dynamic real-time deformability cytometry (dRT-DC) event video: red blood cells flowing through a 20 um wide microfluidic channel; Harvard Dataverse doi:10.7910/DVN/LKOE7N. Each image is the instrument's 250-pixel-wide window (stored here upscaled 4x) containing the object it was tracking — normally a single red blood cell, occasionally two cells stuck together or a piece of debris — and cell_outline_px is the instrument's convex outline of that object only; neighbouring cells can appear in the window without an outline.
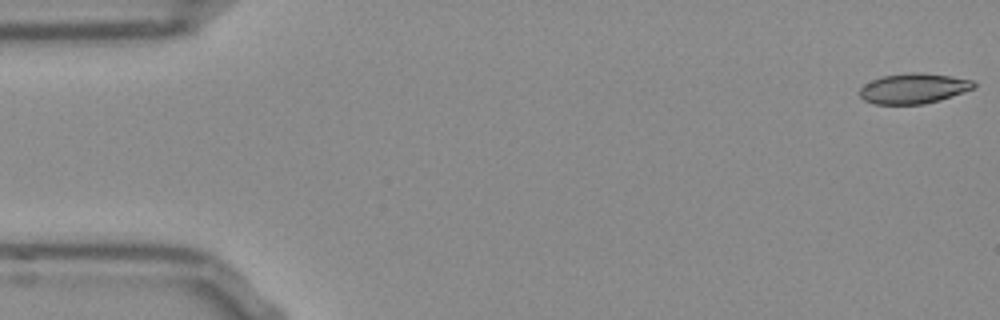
{"species": "Egyptian fruit bat (a non-hibernating species)", "species_latin": "Rousettus aegyptiacus", "temperature_condition": "room temperature", "stored_images_in_passage": 52, "camera_frame_rate_fps": 3000, "um_per_image_px": 0.085, "frame": {"image": 1, "passage_image": 1, "time_ms": 0.0, "image_size_px": [1000, 320], "cell_outline_px": [[976, 88], [940, 100], [924, 104], [872, 104], [864, 100], [860, 96], [860, 88], [864, 84], [880, 76], [908, 72], [924, 72], [952, 76], [972, 80], [976, 84]], "centroid_in_image_um": [77.66, 7.51], "position_along_channel_um": 7.3, "area_um2": 20.4}}
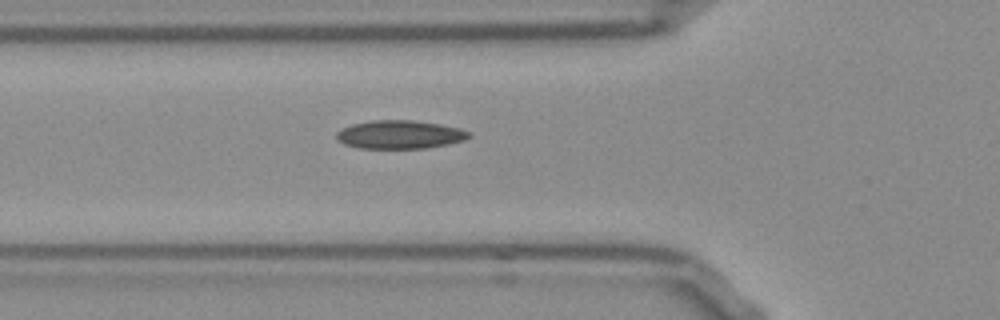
{"frame": {"image": 2, "passage_image": 18, "time_ms": 5.667, "image_size_px": [1000, 320], "cell_outline_px": [[472, 136], [464, 140], [448, 144], [428, 148], [356, 148], [344, 144], [336, 140], [336, 132], [352, 124], [372, 120], [412, 120], [440, 124], [460, 128], [472, 132]], "centroid_in_image_um": [34.0, 11.44], "position_along_channel_um": 91.8, "area_um2": 22.08}}
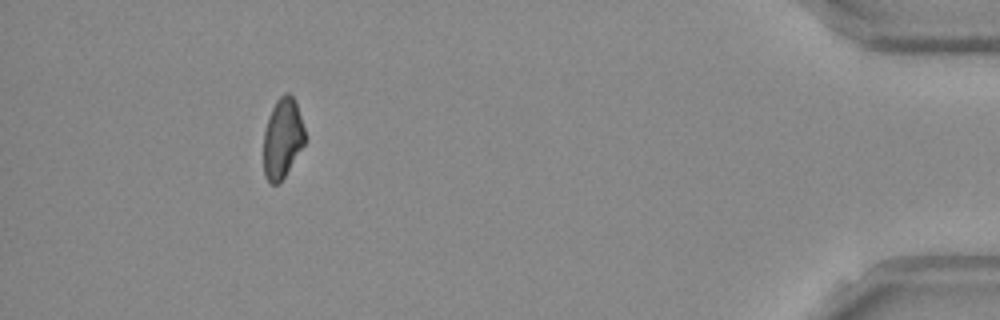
{"frame": {"image": 3, "passage_image": 48, "time_ms": 15.667, "image_size_px": [1000, 320], "cell_outline_px": [[308, 140], [284, 176], [276, 184], [272, 184], [264, 176], [264, 132], [268, 116], [276, 100], [284, 92], [288, 92], [296, 100]], "centroid_in_image_um": [24.04, 11.71], "position_along_channel_um": 411.2, "area_um2": 19.54}}